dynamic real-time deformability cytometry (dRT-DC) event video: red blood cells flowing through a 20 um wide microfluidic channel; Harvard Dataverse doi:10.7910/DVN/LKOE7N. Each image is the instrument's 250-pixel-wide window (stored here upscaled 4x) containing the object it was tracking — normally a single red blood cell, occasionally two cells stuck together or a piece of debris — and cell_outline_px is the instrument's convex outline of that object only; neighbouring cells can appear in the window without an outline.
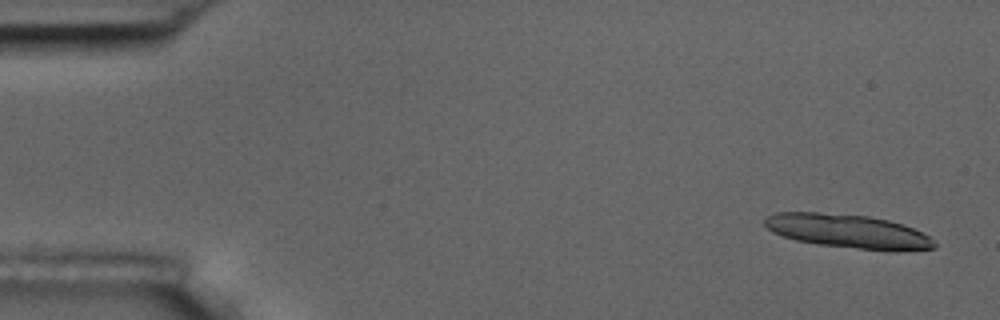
{"species": "common noctule bat (a hibernating species)", "species_latin": "Nyctalus noctula", "temperature_condition": "room temperature", "stored_images_in_passage": 6, "camera_frame_rate_fps": 3000, "um_per_image_px": 0.085, "animal": {"sex": "male", "body_mass_g": 17.5, "forearm_length_mm": 52.3}, "frame": {"image": 1, "passage_image": 1, "time_ms": 0.0, "image_size_px": [1000, 320], "cell_outline_px": [[936, 248], [900, 252], [888, 252], [816, 244], [796, 240], [772, 232], [764, 224], [764, 220], [768, 216], [776, 212], [816, 212], [868, 216], [888, 220], [912, 228], [928, 236], [936, 244]], "centroid_in_image_um": [72.1, 19.68], "position_along_channel_um": 12.9, "area_um2": 33.58}}
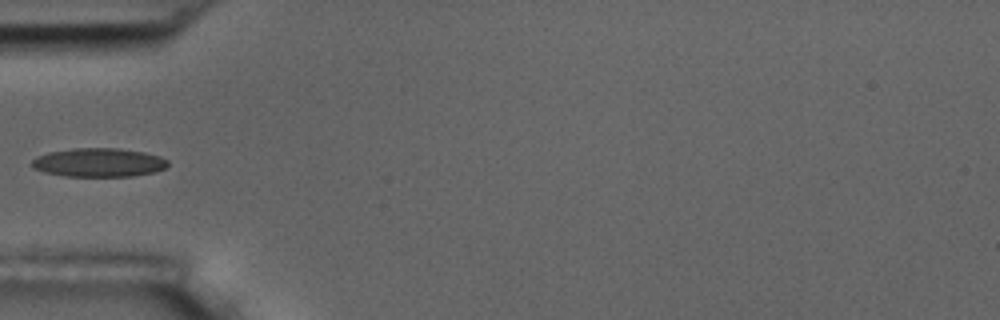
{"frame": {"image": 2, "passage_image": 5, "time_ms": 5.333, "image_size_px": [1000, 320], "cell_outline_px": [[168, 164], [164, 168], [152, 172], [132, 176], [64, 176], [44, 172], [32, 168], [32, 160], [36, 156], [48, 152], [72, 148], [116, 148], [144, 152], [160, 156], [168, 160]], "centroid_in_image_um": [8.36, 13.8], "position_along_channel_um": 76.6, "area_um2": 22.77}}